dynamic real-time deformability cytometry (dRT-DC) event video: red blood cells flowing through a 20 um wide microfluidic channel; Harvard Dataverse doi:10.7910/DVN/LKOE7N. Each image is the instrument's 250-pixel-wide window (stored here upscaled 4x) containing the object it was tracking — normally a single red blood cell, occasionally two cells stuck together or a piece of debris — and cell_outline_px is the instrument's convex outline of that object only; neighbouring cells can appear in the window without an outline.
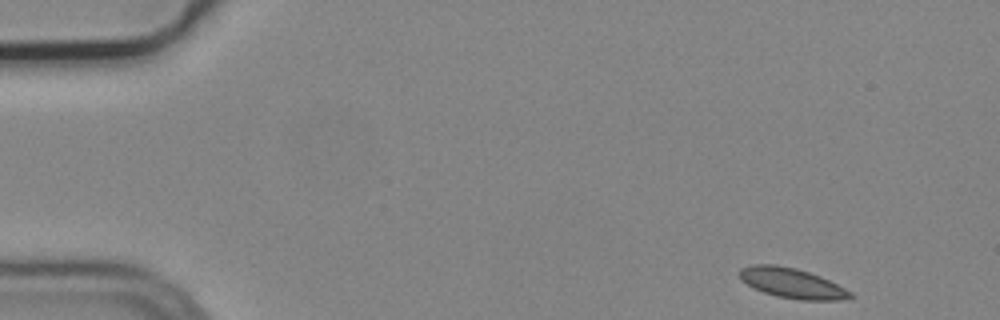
{"species": "common noctule bat (a hibernating species)", "species_latin": "Nyctalus noctula", "temperature_condition": "cold", "stored_images_in_passage": 4, "camera_frame_rate_fps": 3000, "um_per_image_px": 0.085, "animal": {"sex": "male", "body_mass_g": 19.2, "forearm_length_mm": 51.8}, "frame": {"image": 1, "passage_image": 1, "time_ms": 0.0, "image_size_px": [1000, 320], "cell_outline_px": [[852, 296], [840, 300], [800, 300], [776, 296], [764, 292], [748, 284], [740, 276], [740, 268], [752, 264], [776, 264], [796, 268], [820, 276], [852, 292]], "centroid_in_image_um": [67.32, 24.06], "position_along_channel_um": 17.7, "area_um2": 19.07}}
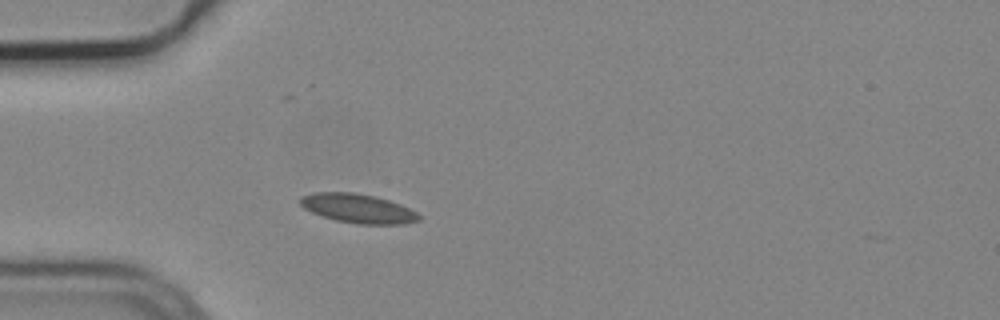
{"frame": {"image": 2, "passage_image": 4, "time_ms": 1.0, "image_size_px": [1000, 320], "cell_outline_px": [[420, 220], [404, 224], [356, 224], [336, 220], [312, 212], [304, 208], [300, 204], [300, 196], [316, 192], [352, 192], [372, 196], [388, 200], [400, 204], [416, 212], [420, 216]], "centroid_in_image_um": [30.42, 17.72], "position_along_channel_um": 54.6, "area_um2": 19.94}}